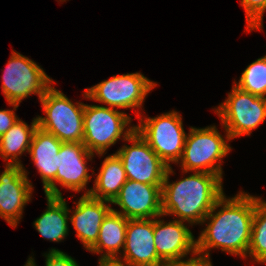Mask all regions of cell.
Returning a JSON list of instances; mask_svg holds the SVG:
<instances>
[{"instance_id":"obj_1","label":"cell","mask_w":266,"mask_h":266,"mask_svg":"<svg viewBox=\"0 0 266 266\" xmlns=\"http://www.w3.org/2000/svg\"><path fill=\"white\" fill-rule=\"evenodd\" d=\"M255 206L256 197L245 192L230 199L223 195L203 220L209 223L196 240V252L210 257L209 249L221 248L228 254L246 258ZM218 207L222 208L215 212Z\"/></svg>"},{"instance_id":"obj_2","label":"cell","mask_w":266,"mask_h":266,"mask_svg":"<svg viewBox=\"0 0 266 266\" xmlns=\"http://www.w3.org/2000/svg\"><path fill=\"white\" fill-rule=\"evenodd\" d=\"M168 167L162 192V215H176L179 221L203 223L214 204L224 195L222 178L215 174L194 172L188 177L170 183Z\"/></svg>"},{"instance_id":"obj_3","label":"cell","mask_w":266,"mask_h":266,"mask_svg":"<svg viewBox=\"0 0 266 266\" xmlns=\"http://www.w3.org/2000/svg\"><path fill=\"white\" fill-rule=\"evenodd\" d=\"M46 117L38 116V127L62 142L82 143L84 138L83 103H72L61 91L50 87L40 99Z\"/></svg>"},{"instance_id":"obj_4","label":"cell","mask_w":266,"mask_h":266,"mask_svg":"<svg viewBox=\"0 0 266 266\" xmlns=\"http://www.w3.org/2000/svg\"><path fill=\"white\" fill-rule=\"evenodd\" d=\"M230 150L231 147L215 126L201 129L191 127L179 160L181 168L186 173L204 172L222 178L221 161Z\"/></svg>"},{"instance_id":"obj_5","label":"cell","mask_w":266,"mask_h":266,"mask_svg":"<svg viewBox=\"0 0 266 266\" xmlns=\"http://www.w3.org/2000/svg\"><path fill=\"white\" fill-rule=\"evenodd\" d=\"M83 122L84 138L82 143L90 152H96L99 156H102L122 135L123 140L126 141L135 130V126L125 130L131 122V118L127 114L102 105L85 104Z\"/></svg>"},{"instance_id":"obj_6","label":"cell","mask_w":266,"mask_h":266,"mask_svg":"<svg viewBox=\"0 0 266 266\" xmlns=\"http://www.w3.org/2000/svg\"><path fill=\"white\" fill-rule=\"evenodd\" d=\"M140 124L135 130L149 144L151 149L169 167V162L179 163L185 146L186 132L182 117L176 111L167 112L154 118L139 117Z\"/></svg>"},{"instance_id":"obj_7","label":"cell","mask_w":266,"mask_h":266,"mask_svg":"<svg viewBox=\"0 0 266 266\" xmlns=\"http://www.w3.org/2000/svg\"><path fill=\"white\" fill-rule=\"evenodd\" d=\"M230 141L251 134L266 118V98L258 97L233 85L227 99L215 109Z\"/></svg>"},{"instance_id":"obj_8","label":"cell","mask_w":266,"mask_h":266,"mask_svg":"<svg viewBox=\"0 0 266 266\" xmlns=\"http://www.w3.org/2000/svg\"><path fill=\"white\" fill-rule=\"evenodd\" d=\"M8 61L2 75V92L9 105L18 108L21 100L30 94L41 99L54 81L34 61L15 52Z\"/></svg>"},{"instance_id":"obj_9","label":"cell","mask_w":266,"mask_h":266,"mask_svg":"<svg viewBox=\"0 0 266 266\" xmlns=\"http://www.w3.org/2000/svg\"><path fill=\"white\" fill-rule=\"evenodd\" d=\"M157 84L141 73L112 76L87 88L84 97L109 105V108H141L147 94Z\"/></svg>"},{"instance_id":"obj_10","label":"cell","mask_w":266,"mask_h":266,"mask_svg":"<svg viewBox=\"0 0 266 266\" xmlns=\"http://www.w3.org/2000/svg\"><path fill=\"white\" fill-rule=\"evenodd\" d=\"M126 141L131 142L132 145H124L116 154L122 161L127 179L152 185H162L168 169L164 161L136 130Z\"/></svg>"},{"instance_id":"obj_11","label":"cell","mask_w":266,"mask_h":266,"mask_svg":"<svg viewBox=\"0 0 266 266\" xmlns=\"http://www.w3.org/2000/svg\"><path fill=\"white\" fill-rule=\"evenodd\" d=\"M162 185L128 180L121 187L119 194L111 202L122 210L114 212L127 219H149L162 215Z\"/></svg>"},{"instance_id":"obj_12","label":"cell","mask_w":266,"mask_h":266,"mask_svg":"<svg viewBox=\"0 0 266 266\" xmlns=\"http://www.w3.org/2000/svg\"><path fill=\"white\" fill-rule=\"evenodd\" d=\"M32 184L23 165H8L0 175V216L16 227L23 208L30 201Z\"/></svg>"},{"instance_id":"obj_13","label":"cell","mask_w":266,"mask_h":266,"mask_svg":"<svg viewBox=\"0 0 266 266\" xmlns=\"http://www.w3.org/2000/svg\"><path fill=\"white\" fill-rule=\"evenodd\" d=\"M123 259L129 266H163L154 242V219H129Z\"/></svg>"},{"instance_id":"obj_14","label":"cell","mask_w":266,"mask_h":266,"mask_svg":"<svg viewBox=\"0 0 266 266\" xmlns=\"http://www.w3.org/2000/svg\"><path fill=\"white\" fill-rule=\"evenodd\" d=\"M61 145L62 141L53 134L37 127L29 148V154L40 173L47 196L62 197V193L56 186L58 152Z\"/></svg>"},{"instance_id":"obj_15","label":"cell","mask_w":266,"mask_h":266,"mask_svg":"<svg viewBox=\"0 0 266 266\" xmlns=\"http://www.w3.org/2000/svg\"><path fill=\"white\" fill-rule=\"evenodd\" d=\"M93 155L83 143L62 142L58 152L56 183L75 192L86 189L91 178L86 160H92Z\"/></svg>"},{"instance_id":"obj_16","label":"cell","mask_w":266,"mask_h":266,"mask_svg":"<svg viewBox=\"0 0 266 266\" xmlns=\"http://www.w3.org/2000/svg\"><path fill=\"white\" fill-rule=\"evenodd\" d=\"M154 242L157 254L164 262L196 253V240L183 221L165 223L154 218Z\"/></svg>"},{"instance_id":"obj_17","label":"cell","mask_w":266,"mask_h":266,"mask_svg":"<svg viewBox=\"0 0 266 266\" xmlns=\"http://www.w3.org/2000/svg\"><path fill=\"white\" fill-rule=\"evenodd\" d=\"M106 203L111 202L84 194L76 203L73 215L69 217L77 232L76 236L82 241L86 250L96 243L103 219L112 210Z\"/></svg>"},{"instance_id":"obj_18","label":"cell","mask_w":266,"mask_h":266,"mask_svg":"<svg viewBox=\"0 0 266 266\" xmlns=\"http://www.w3.org/2000/svg\"><path fill=\"white\" fill-rule=\"evenodd\" d=\"M128 220L122 214L111 210L103 219L96 243L88 251L99 254L106 249L101 258H118L120 249L125 246Z\"/></svg>"},{"instance_id":"obj_19","label":"cell","mask_w":266,"mask_h":266,"mask_svg":"<svg viewBox=\"0 0 266 266\" xmlns=\"http://www.w3.org/2000/svg\"><path fill=\"white\" fill-rule=\"evenodd\" d=\"M127 181L121 159L115 153L107 156L96 176L94 186L85 195L112 202Z\"/></svg>"},{"instance_id":"obj_20","label":"cell","mask_w":266,"mask_h":266,"mask_svg":"<svg viewBox=\"0 0 266 266\" xmlns=\"http://www.w3.org/2000/svg\"><path fill=\"white\" fill-rule=\"evenodd\" d=\"M47 209L35 220L34 226L44 239L60 242L68 234L70 213L63 197L47 196Z\"/></svg>"},{"instance_id":"obj_21","label":"cell","mask_w":266,"mask_h":266,"mask_svg":"<svg viewBox=\"0 0 266 266\" xmlns=\"http://www.w3.org/2000/svg\"><path fill=\"white\" fill-rule=\"evenodd\" d=\"M31 127L21 119L0 137V156L8 165H22L18 155L29 152L32 138L38 127L37 118L31 123Z\"/></svg>"},{"instance_id":"obj_22","label":"cell","mask_w":266,"mask_h":266,"mask_svg":"<svg viewBox=\"0 0 266 266\" xmlns=\"http://www.w3.org/2000/svg\"><path fill=\"white\" fill-rule=\"evenodd\" d=\"M258 263H266V202L256 197L248 253Z\"/></svg>"},{"instance_id":"obj_23","label":"cell","mask_w":266,"mask_h":266,"mask_svg":"<svg viewBox=\"0 0 266 266\" xmlns=\"http://www.w3.org/2000/svg\"><path fill=\"white\" fill-rule=\"evenodd\" d=\"M241 90L266 98V56L251 63L234 83Z\"/></svg>"},{"instance_id":"obj_24","label":"cell","mask_w":266,"mask_h":266,"mask_svg":"<svg viewBox=\"0 0 266 266\" xmlns=\"http://www.w3.org/2000/svg\"><path fill=\"white\" fill-rule=\"evenodd\" d=\"M241 6L245 10L246 22L249 31L263 28L262 19L266 10V0H241Z\"/></svg>"},{"instance_id":"obj_25","label":"cell","mask_w":266,"mask_h":266,"mask_svg":"<svg viewBox=\"0 0 266 266\" xmlns=\"http://www.w3.org/2000/svg\"><path fill=\"white\" fill-rule=\"evenodd\" d=\"M45 256L46 266H79L71 256L55 248Z\"/></svg>"},{"instance_id":"obj_26","label":"cell","mask_w":266,"mask_h":266,"mask_svg":"<svg viewBox=\"0 0 266 266\" xmlns=\"http://www.w3.org/2000/svg\"><path fill=\"white\" fill-rule=\"evenodd\" d=\"M197 257L190 258L188 260H169L164 262L163 266H212L209 256L200 254L198 252L194 253Z\"/></svg>"},{"instance_id":"obj_27","label":"cell","mask_w":266,"mask_h":266,"mask_svg":"<svg viewBox=\"0 0 266 266\" xmlns=\"http://www.w3.org/2000/svg\"><path fill=\"white\" fill-rule=\"evenodd\" d=\"M18 119L14 110H0V137L5 134Z\"/></svg>"},{"instance_id":"obj_28","label":"cell","mask_w":266,"mask_h":266,"mask_svg":"<svg viewBox=\"0 0 266 266\" xmlns=\"http://www.w3.org/2000/svg\"><path fill=\"white\" fill-rule=\"evenodd\" d=\"M120 258L121 257L114 258V259L100 258L99 266H129L127 263L120 260Z\"/></svg>"},{"instance_id":"obj_29","label":"cell","mask_w":266,"mask_h":266,"mask_svg":"<svg viewBox=\"0 0 266 266\" xmlns=\"http://www.w3.org/2000/svg\"><path fill=\"white\" fill-rule=\"evenodd\" d=\"M24 266H36L34 259L30 257Z\"/></svg>"}]
</instances>
